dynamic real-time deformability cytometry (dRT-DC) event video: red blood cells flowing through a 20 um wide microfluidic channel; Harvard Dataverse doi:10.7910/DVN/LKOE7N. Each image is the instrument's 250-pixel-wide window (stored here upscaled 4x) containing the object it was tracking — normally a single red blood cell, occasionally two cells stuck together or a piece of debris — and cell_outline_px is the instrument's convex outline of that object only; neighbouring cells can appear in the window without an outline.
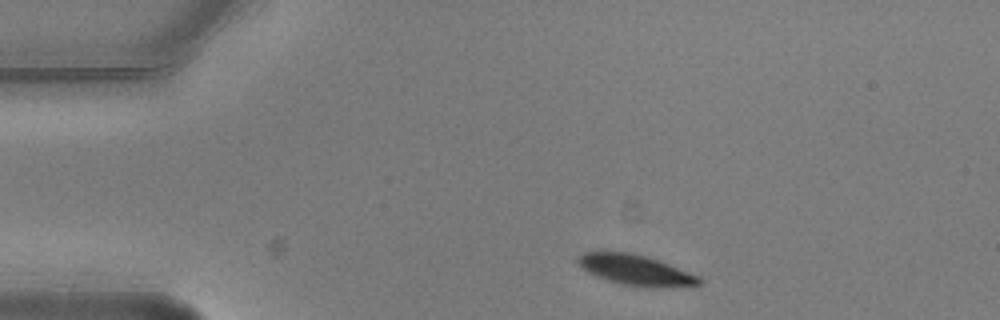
{"species": "common noctule bat (a hibernating species)", "species_latin": "Nyctalus noctula", "temperature_condition": "warm", "stored_images_in_passage": 5, "camera_frame_rate_fps": 3000, "um_per_image_px": 0.085, "animal": {"sex": "male", "body_mass_g": 20.5, "forearm_length_mm": 52.5}, "frame": {"image": 1, "passage_image": 1, "time_ms": 0.0, "image_size_px": [1000, 320], "cell_outline_px": [[704, 280], [700, 284], [692, 288], [652, 288], [620, 284], [596, 276], [580, 268], [576, 260], [576, 256], [584, 252], [632, 252], [660, 260], [700, 276]], "centroid_in_image_um": [54.12, 22.98], "position_along_channel_um": 30.9, "area_um2": 22.31}}
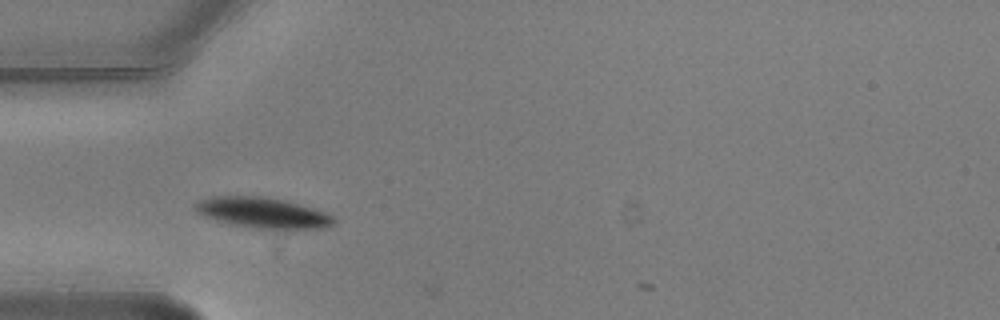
{"frame": {"image": 2, "passage_image": 3, "time_ms": 0.667, "image_size_px": [1000, 320], "cell_outline_px": [[336, 220], [332, 224], [320, 228], [288, 232], [256, 228], [232, 224], [216, 220], [204, 216], [196, 212], [196, 204], [200, 200], [212, 196], [260, 196], [284, 200], [312, 208], [324, 212], [332, 216]], "centroid_in_image_um": [22.38, 18.12], "position_along_channel_um": 62.6, "area_um2": 25.03}}
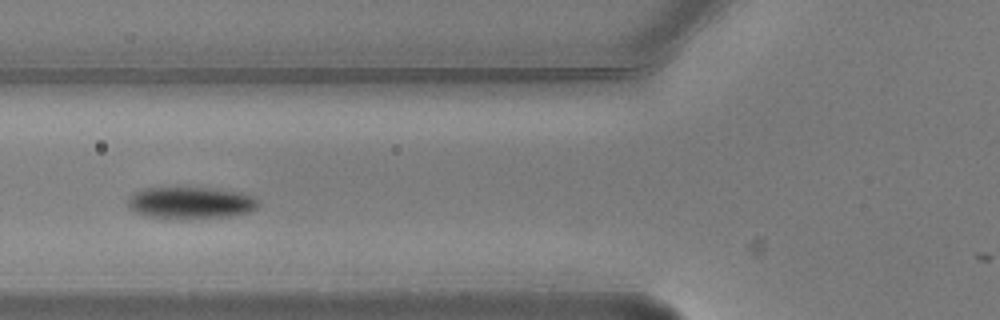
{"frame": {"image": 3, "passage_image": 4, "time_ms": 1.0, "image_size_px": [1000, 320], "cell_outline_px": [[260, 204], [256, 208], [248, 212], [232, 216], [188, 220], [176, 220], [148, 216], [136, 212], [128, 208], [128, 200], [136, 192], [144, 188], [216, 188], [236, 192], [252, 196]], "centroid_in_image_um": [16.2, 17.27], "position_along_channel_um": 109.6, "area_um2": 24.45}}